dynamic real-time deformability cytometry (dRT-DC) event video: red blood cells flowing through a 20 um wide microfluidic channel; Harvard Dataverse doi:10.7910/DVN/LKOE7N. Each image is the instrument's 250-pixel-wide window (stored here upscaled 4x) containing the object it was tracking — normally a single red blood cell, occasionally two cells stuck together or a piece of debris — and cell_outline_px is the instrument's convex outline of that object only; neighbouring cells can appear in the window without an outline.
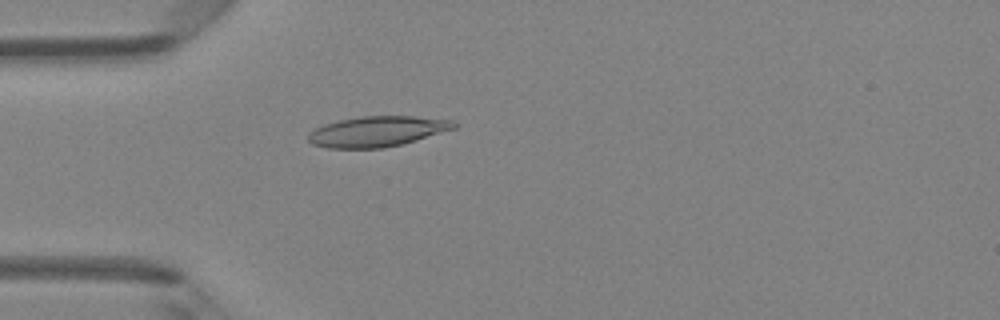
{"species": "Egyptian fruit bat (a non-hibernating species)", "species_latin": "Rousettus aegyptiacus", "temperature_condition": "room temperature", "stored_images_in_passage": 29, "camera_frame_rate_fps": 3000, "um_per_image_px": 0.085, "animal": {"sex": "female"}, "frame": {"image": 1, "passage_image": 14, "time_ms": 4.333, "image_size_px": [1000, 320], "cell_outline_px": [[460, 124], [456, 128], [416, 140], [384, 148], [328, 148], [312, 144], [308, 140], [308, 132], [324, 124], [340, 120], [360, 116], [412, 116], [452, 120]], "centroid_in_image_um": [32.07, 11.17], "position_along_channel_um": 52.9, "area_um2": 25.84}}
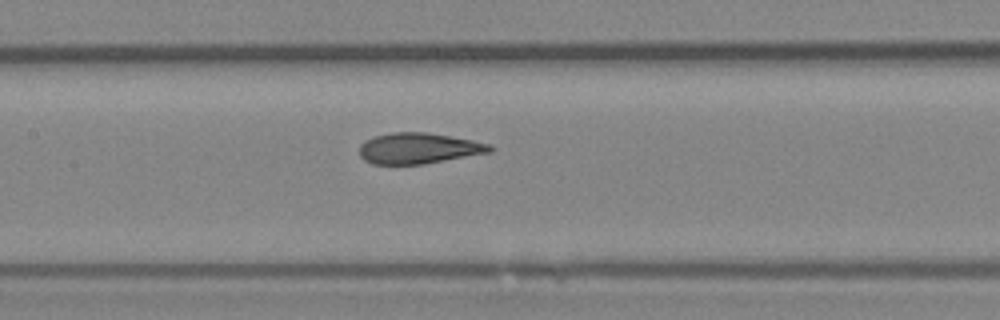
{"frame": {"image": 2, "passage_image": 23, "time_ms": 7.333, "image_size_px": [1000, 320], "cell_outline_px": [[496, 148], [492, 152], [424, 164], [372, 164], [364, 160], [360, 156], [360, 144], [364, 140], [372, 136], [392, 132], [428, 132], [472, 140], [488, 144]], "centroid_in_image_um": [35.57, 12.6], "position_along_channel_um": 171.8, "area_um2": 23.64}}
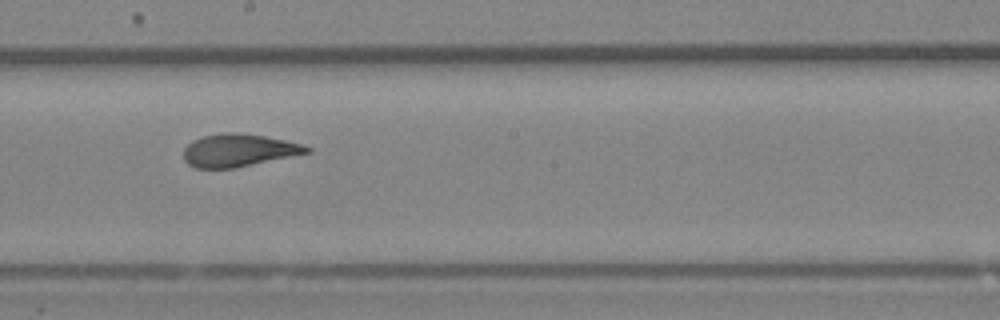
{"frame": {"image": 3, "passage_image": 27, "time_ms": 8.667, "image_size_px": [1000, 320], "cell_outline_px": [[312, 152], [236, 168], [196, 168], [188, 164], [184, 160], [184, 148], [192, 140], [204, 136], [224, 132], [240, 132], [264, 136], [304, 144], [312, 148]], "centroid_in_image_um": [20.3, 12.77], "position_along_channel_um": 227.9, "area_um2": 23.64}}